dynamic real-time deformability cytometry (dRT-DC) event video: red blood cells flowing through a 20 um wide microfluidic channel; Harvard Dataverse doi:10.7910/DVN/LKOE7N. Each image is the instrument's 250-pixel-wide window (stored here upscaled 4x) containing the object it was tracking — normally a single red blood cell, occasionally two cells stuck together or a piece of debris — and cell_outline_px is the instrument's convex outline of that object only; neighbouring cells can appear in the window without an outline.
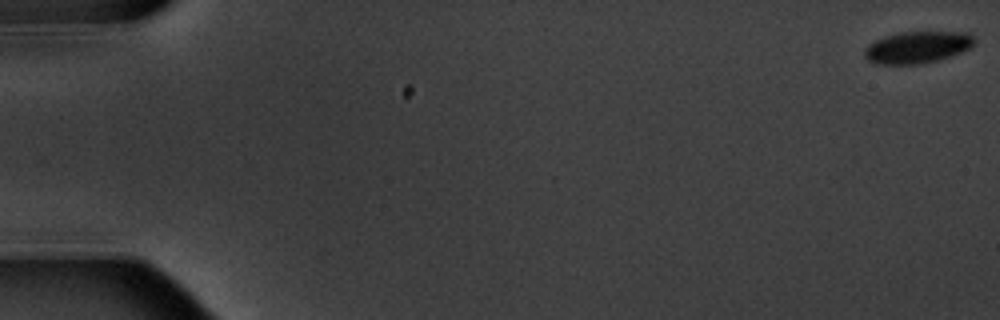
{"species": "common noctule bat (a hibernating species)", "species_latin": "Nyctalus noctula", "temperature_condition": "warm", "stored_images_in_passage": 6, "camera_frame_rate_fps": 3000, "um_per_image_px": 0.085, "animal": {"sex": "male", "body_mass_g": 20.1, "forearm_length_mm": 53.5}, "frame": {"image": 1, "passage_image": 1, "time_ms": 0.0, "image_size_px": [1000, 320], "cell_outline_px": [[976, 40], [972, 48], [952, 56], [920, 64], [876, 64], [868, 60], [864, 56], [864, 48], [868, 44], [876, 40], [900, 32], [968, 32]], "centroid_in_image_um": [78.0, 4.02], "position_along_channel_um": 7.0, "area_um2": 20.46}}
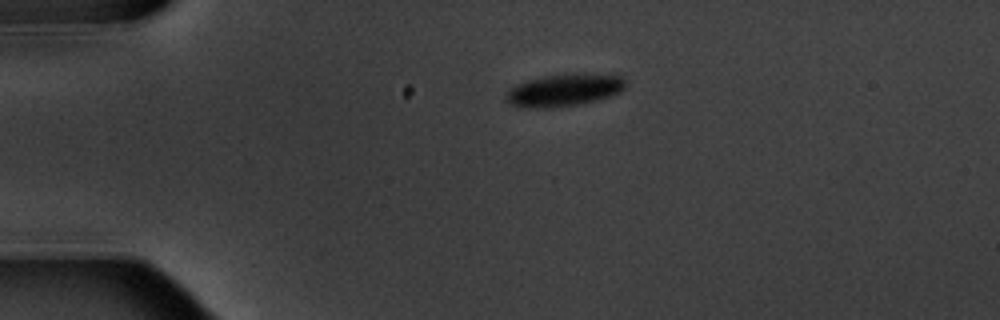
{"frame": {"image": 2, "passage_image": 5, "time_ms": 4.333, "image_size_px": [1000, 320], "cell_outline_px": [[624, 88], [620, 92], [608, 96], [580, 104], [552, 108], [516, 108], [508, 104], [504, 100], [504, 96], [516, 84], [528, 80], [544, 76], [620, 76], [624, 80]], "centroid_in_image_um": [47.79, 7.73], "position_along_channel_um": 37.2, "area_um2": 21.68}}